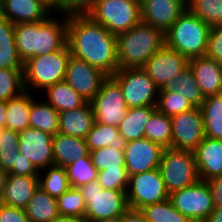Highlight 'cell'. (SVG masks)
I'll return each instance as SVG.
<instances>
[{
  "label": "cell",
  "mask_w": 222,
  "mask_h": 222,
  "mask_svg": "<svg viewBox=\"0 0 222 222\" xmlns=\"http://www.w3.org/2000/svg\"><path fill=\"white\" fill-rule=\"evenodd\" d=\"M86 204L85 221L120 217L129 208L127 190L103 189L98 181L78 187Z\"/></svg>",
  "instance_id": "8992f818"
},
{
  "label": "cell",
  "mask_w": 222,
  "mask_h": 222,
  "mask_svg": "<svg viewBox=\"0 0 222 222\" xmlns=\"http://www.w3.org/2000/svg\"><path fill=\"white\" fill-rule=\"evenodd\" d=\"M90 157L97 171L109 169H126L124 151L116 150L111 146L90 151Z\"/></svg>",
  "instance_id": "60d3db41"
},
{
  "label": "cell",
  "mask_w": 222,
  "mask_h": 222,
  "mask_svg": "<svg viewBox=\"0 0 222 222\" xmlns=\"http://www.w3.org/2000/svg\"><path fill=\"white\" fill-rule=\"evenodd\" d=\"M54 165L66 168L82 157H90L86 139L57 133L52 138Z\"/></svg>",
  "instance_id": "cb8c5ba5"
},
{
  "label": "cell",
  "mask_w": 222,
  "mask_h": 222,
  "mask_svg": "<svg viewBox=\"0 0 222 222\" xmlns=\"http://www.w3.org/2000/svg\"><path fill=\"white\" fill-rule=\"evenodd\" d=\"M65 169L70 186L73 188L97 181L98 171L94 167L91 157L79 158Z\"/></svg>",
  "instance_id": "8d00e7d4"
},
{
  "label": "cell",
  "mask_w": 222,
  "mask_h": 222,
  "mask_svg": "<svg viewBox=\"0 0 222 222\" xmlns=\"http://www.w3.org/2000/svg\"><path fill=\"white\" fill-rule=\"evenodd\" d=\"M87 15L117 36L141 22L140 2L139 0H96Z\"/></svg>",
  "instance_id": "52a82bcc"
},
{
  "label": "cell",
  "mask_w": 222,
  "mask_h": 222,
  "mask_svg": "<svg viewBox=\"0 0 222 222\" xmlns=\"http://www.w3.org/2000/svg\"><path fill=\"white\" fill-rule=\"evenodd\" d=\"M58 212L60 216L76 217L84 219L86 204L78 188L70 187L57 198Z\"/></svg>",
  "instance_id": "f35d334b"
},
{
  "label": "cell",
  "mask_w": 222,
  "mask_h": 222,
  "mask_svg": "<svg viewBox=\"0 0 222 222\" xmlns=\"http://www.w3.org/2000/svg\"><path fill=\"white\" fill-rule=\"evenodd\" d=\"M19 132L3 128L0 134V169L8 172L18 152Z\"/></svg>",
  "instance_id": "b9f144b4"
},
{
  "label": "cell",
  "mask_w": 222,
  "mask_h": 222,
  "mask_svg": "<svg viewBox=\"0 0 222 222\" xmlns=\"http://www.w3.org/2000/svg\"><path fill=\"white\" fill-rule=\"evenodd\" d=\"M141 22L164 33L187 10V0H139Z\"/></svg>",
  "instance_id": "e0dca14e"
},
{
  "label": "cell",
  "mask_w": 222,
  "mask_h": 222,
  "mask_svg": "<svg viewBox=\"0 0 222 222\" xmlns=\"http://www.w3.org/2000/svg\"><path fill=\"white\" fill-rule=\"evenodd\" d=\"M164 149L146 138L127 142L124 157L128 177L158 168Z\"/></svg>",
  "instance_id": "ac0fdd59"
},
{
  "label": "cell",
  "mask_w": 222,
  "mask_h": 222,
  "mask_svg": "<svg viewBox=\"0 0 222 222\" xmlns=\"http://www.w3.org/2000/svg\"><path fill=\"white\" fill-rule=\"evenodd\" d=\"M46 103L52 105L58 112L72 110L81 107L86 100L78 94L65 81L57 82L56 84L45 89Z\"/></svg>",
  "instance_id": "4316f807"
},
{
  "label": "cell",
  "mask_w": 222,
  "mask_h": 222,
  "mask_svg": "<svg viewBox=\"0 0 222 222\" xmlns=\"http://www.w3.org/2000/svg\"><path fill=\"white\" fill-rule=\"evenodd\" d=\"M32 91H23L6 102V129L20 132L29 128L31 103L35 100Z\"/></svg>",
  "instance_id": "484cf974"
},
{
  "label": "cell",
  "mask_w": 222,
  "mask_h": 222,
  "mask_svg": "<svg viewBox=\"0 0 222 222\" xmlns=\"http://www.w3.org/2000/svg\"><path fill=\"white\" fill-rule=\"evenodd\" d=\"M195 106L181 93L159 89L156 109L168 117L193 109Z\"/></svg>",
  "instance_id": "74e56055"
},
{
  "label": "cell",
  "mask_w": 222,
  "mask_h": 222,
  "mask_svg": "<svg viewBox=\"0 0 222 222\" xmlns=\"http://www.w3.org/2000/svg\"><path fill=\"white\" fill-rule=\"evenodd\" d=\"M6 122V101H0V129L5 127Z\"/></svg>",
  "instance_id": "db71d44e"
},
{
  "label": "cell",
  "mask_w": 222,
  "mask_h": 222,
  "mask_svg": "<svg viewBox=\"0 0 222 222\" xmlns=\"http://www.w3.org/2000/svg\"><path fill=\"white\" fill-rule=\"evenodd\" d=\"M207 183L211 191L214 207H222V175L211 178Z\"/></svg>",
  "instance_id": "f907efd6"
},
{
  "label": "cell",
  "mask_w": 222,
  "mask_h": 222,
  "mask_svg": "<svg viewBox=\"0 0 222 222\" xmlns=\"http://www.w3.org/2000/svg\"><path fill=\"white\" fill-rule=\"evenodd\" d=\"M205 137L222 140V96L204 97L200 106Z\"/></svg>",
  "instance_id": "f546056e"
},
{
  "label": "cell",
  "mask_w": 222,
  "mask_h": 222,
  "mask_svg": "<svg viewBox=\"0 0 222 222\" xmlns=\"http://www.w3.org/2000/svg\"><path fill=\"white\" fill-rule=\"evenodd\" d=\"M187 7L209 27L222 25V0H187Z\"/></svg>",
  "instance_id": "d590c367"
},
{
  "label": "cell",
  "mask_w": 222,
  "mask_h": 222,
  "mask_svg": "<svg viewBox=\"0 0 222 222\" xmlns=\"http://www.w3.org/2000/svg\"><path fill=\"white\" fill-rule=\"evenodd\" d=\"M107 77L108 75L102 70L71 55L64 81L87 102H90L98 93L103 81Z\"/></svg>",
  "instance_id": "5bb4252c"
},
{
  "label": "cell",
  "mask_w": 222,
  "mask_h": 222,
  "mask_svg": "<svg viewBox=\"0 0 222 222\" xmlns=\"http://www.w3.org/2000/svg\"><path fill=\"white\" fill-rule=\"evenodd\" d=\"M29 127L54 136L59 132V112L44 100H34L30 108Z\"/></svg>",
  "instance_id": "4dcf8cb0"
},
{
  "label": "cell",
  "mask_w": 222,
  "mask_h": 222,
  "mask_svg": "<svg viewBox=\"0 0 222 222\" xmlns=\"http://www.w3.org/2000/svg\"><path fill=\"white\" fill-rule=\"evenodd\" d=\"M126 195L128 206L135 209L169 199L159 168L129 176Z\"/></svg>",
  "instance_id": "30bf717a"
},
{
  "label": "cell",
  "mask_w": 222,
  "mask_h": 222,
  "mask_svg": "<svg viewBox=\"0 0 222 222\" xmlns=\"http://www.w3.org/2000/svg\"><path fill=\"white\" fill-rule=\"evenodd\" d=\"M0 69H23L16 45H0Z\"/></svg>",
  "instance_id": "bcb514c9"
},
{
  "label": "cell",
  "mask_w": 222,
  "mask_h": 222,
  "mask_svg": "<svg viewBox=\"0 0 222 222\" xmlns=\"http://www.w3.org/2000/svg\"><path fill=\"white\" fill-rule=\"evenodd\" d=\"M14 26L15 24L0 15V45H16Z\"/></svg>",
  "instance_id": "681fc988"
},
{
  "label": "cell",
  "mask_w": 222,
  "mask_h": 222,
  "mask_svg": "<svg viewBox=\"0 0 222 222\" xmlns=\"http://www.w3.org/2000/svg\"><path fill=\"white\" fill-rule=\"evenodd\" d=\"M67 45L72 56L108 76L118 71L116 35L87 14L67 16Z\"/></svg>",
  "instance_id": "6da1fadb"
},
{
  "label": "cell",
  "mask_w": 222,
  "mask_h": 222,
  "mask_svg": "<svg viewBox=\"0 0 222 222\" xmlns=\"http://www.w3.org/2000/svg\"><path fill=\"white\" fill-rule=\"evenodd\" d=\"M95 122L90 102L81 107L59 112V132L61 134L86 139Z\"/></svg>",
  "instance_id": "603a6c76"
},
{
  "label": "cell",
  "mask_w": 222,
  "mask_h": 222,
  "mask_svg": "<svg viewBox=\"0 0 222 222\" xmlns=\"http://www.w3.org/2000/svg\"><path fill=\"white\" fill-rule=\"evenodd\" d=\"M52 138L39 129L25 128L19 132L18 152L41 171L54 165Z\"/></svg>",
  "instance_id": "9a60e30c"
},
{
  "label": "cell",
  "mask_w": 222,
  "mask_h": 222,
  "mask_svg": "<svg viewBox=\"0 0 222 222\" xmlns=\"http://www.w3.org/2000/svg\"><path fill=\"white\" fill-rule=\"evenodd\" d=\"M193 153L200 180L222 175V140L204 137Z\"/></svg>",
  "instance_id": "44dd1931"
},
{
  "label": "cell",
  "mask_w": 222,
  "mask_h": 222,
  "mask_svg": "<svg viewBox=\"0 0 222 222\" xmlns=\"http://www.w3.org/2000/svg\"><path fill=\"white\" fill-rule=\"evenodd\" d=\"M7 173L24 176H38L39 171L32 164L31 160L26 159L23 155L17 152L15 154L14 164Z\"/></svg>",
  "instance_id": "7dc6e473"
},
{
  "label": "cell",
  "mask_w": 222,
  "mask_h": 222,
  "mask_svg": "<svg viewBox=\"0 0 222 222\" xmlns=\"http://www.w3.org/2000/svg\"><path fill=\"white\" fill-rule=\"evenodd\" d=\"M165 45V33L140 22L116 36L118 70L142 68Z\"/></svg>",
  "instance_id": "3957f363"
},
{
  "label": "cell",
  "mask_w": 222,
  "mask_h": 222,
  "mask_svg": "<svg viewBox=\"0 0 222 222\" xmlns=\"http://www.w3.org/2000/svg\"><path fill=\"white\" fill-rule=\"evenodd\" d=\"M148 222H193L179 212L170 199L140 209Z\"/></svg>",
  "instance_id": "e575fe53"
},
{
  "label": "cell",
  "mask_w": 222,
  "mask_h": 222,
  "mask_svg": "<svg viewBox=\"0 0 222 222\" xmlns=\"http://www.w3.org/2000/svg\"><path fill=\"white\" fill-rule=\"evenodd\" d=\"M7 172L3 171L2 169H0V201L3 197V193H4V187H5V181L7 178Z\"/></svg>",
  "instance_id": "9f6ffc18"
},
{
  "label": "cell",
  "mask_w": 222,
  "mask_h": 222,
  "mask_svg": "<svg viewBox=\"0 0 222 222\" xmlns=\"http://www.w3.org/2000/svg\"><path fill=\"white\" fill-rule=\"evenodd\" d=\"M61 16V21L59 17L57 20L49 15L41 21L15 24V44L23 62L30 57L63 49L67 45V16Z\"/></svg>",
  "instance_id": "7a4b0ae2"
},
{
  "label": "cell",
  "mask_w": 222,
  "mask_h": 222,
  "mask_svg": "<svg viewBox=\"0 0 222 222\" xmlns=\"http://www.w3.org/2000/svg\"><path fill=\"white\" fill-rule=\"evenodd\" d=\"M0 222H30L25 209L0 203Z\"/></svg>",
  "instance_id": "c3c4849f"
},
{
  "label": "cell",
  "mask_w": 222,
  "mask_h": 222,
  "mask_svg": "<svg viewBox=\"0 0 222 222\" xmlns=\"http://www.w3.org/2000/svg\"><path fill=\"white\" fill-rule=\"evenodd\" d=\"M188 62L185 56L164 45L142 68L161 89L184 70Z\"/></svg>",
  "instance_id": "2e32d148"
},
{
  "label": "cell",
  "mask_w": 222,
  "mask_h": 222,
  "mask_svg": "<svg viewBox=\"0 0 222 222\" xmlns=\"http://www.w3.org/2000/svg\"><path fill=\"white\" fill-rule=\"evenodd\" d=\"M128 174L126 169H105L98 172L97 181L103 189L127 190Z\"/></svg>",
  "instance_id": "7bdbcfd3"
},
{
  "label": "cell",
  "mask_w": 222,
  "mask_h": 222,
  "mask_svg": "<svg viewBox=\"0 0 222 222\" xmlns=\"http://www.w3.org/2000/svg\"><path fill=\"white\" fill-rule=\"evenodd\" d=\"M156 106L128 108L125 118L118 125V132L126 142L145 138V125Z\"/></svg>",
  "instance_id": "d4e9b609"
},
{
  "label": "cell",
  "mask_w": 222,
  "mask_h": 222,
  "mask_svg": "<svg viewBox=\"0 0 222 222\" xmlns=\"http://www.w3.org/2000/svg\"><path fill=\"white\" fill-rule=\"evenodd\" d=\"M89 151L111 146L116 150L124 151L127 142L118 132V127L94 122L86 137Z\"/></svg>",
  "instance_id": "f1b7e54d"
},
{
  "label": "cell",
  "mask_w": 222,
  "mask_h": 222,
  "mask_svg": "<svg viewBox=\"0 0 222 222\" xmlns=\"http://www.w3.org/2000/svg\"><path fill=\"white\" fill-rule=\"evenodd\" d=\"M38 187V176L7 174L0 203L25 209Z\"/></svg>",
  "instance_id": "7402d4cb"
},
{
  "label": "cell",
  "mask_w": 222,
  "mask_h": 222,
  "mask_svg": "<svg viewBox=\"0 0 222 222\" xmlns=\"http://www.w3.org/2000/svg\"><path fill=\"white\" fill-rule=\"evenodd\" d=\"M112 77L119 83L128 108L156 106L159 88L143 68L121 69Z\"/></svg>",
  "instance_id": "9c48e42d"
},
{
  "label": "cell",
  "mask_w": 222,
  "mask_h": 222,
  "mask_svg": "<svg viewBox=\"0 0 222 222\" xmlns=\"http://www.w3.org/2000/svg\"><path fill=\"white\" fill-rule=\"evenodd\" d=\"M23 91V69H0V101L7 102Z\"/></svg>",
  "instance_id": "ab89813d"
},
{
  "label": "cell",
  "mask_w": 222,
  "mask_h": 222,
  "mask_svg": "<svg viewBox=\"0 0 222 222\" xmlns=\"http://www.w3.org/2000/svg\"><path fill=\"white\" fill-rule=\"evenodd\" d=\"M145 138L167 149L171 147L172 123L170 117L156 110L145 125Z\"/></svg>",
  "instance_id": "836d02e7"
},
{
  "label": "cell",
  "mask_w": 222,
  "mask_h": 222,
  "mask_svg": "<svg viewBox=\"0 0 222 222\" xmlns=\"http://www.w3.org/2000/svg\"><path fill=\"white\" fill-rule=\"evenodd\" d=\"M169 199L179 212L193 222H204L215 208L209 185L204 180L169 194Z\"/></svg>",
  "instance_id": "7c38bea8"
},
{
  "label": "cell",
  "mask_w": 222,
  "mask_h": 222,
  "mask_svg": "<svg viewBox=\"0 0 222 222\" xmlns=\"http://www.w3.org/2000/svg\"><path fill=\"white\" fill-rule=\"evenodd\" d=\"M204 222H222V207H215Z\"/></svg>",
  "instance_id": "f5cc1de1"
},
{
  "label": "cell",
  "mask_w": 222,
  "mask_h": 222,
  "mask_svg": "<svg viewBox=\"0 0 222 222\" xmlns=\"http://www.w3.org/2000/svg\"><path fill=\"white\" fill-rule=\"evenodd\" d=\"M209 27L188 8L165 32V45L188 60L205 56Z\"/></svg>",
  "instance_id": "277c9868"
},
{
  "label": "cell",
  "mask_w": 222,
  "mask_h": 222,
  "mask_svg": "<svg viewBox=\"0 0 222 222\" xmlns=\"http://www.w3.org/2000/svg\"><path fill=\"white\" fill-rule=\"evenodd\" d=\"M25 211L30 222H51L59 216L57 198L50 196L38 187Z\"/></svg>",
  "instance_id": "83f0119b"
},
{
  "label": "cell",
  "mask_w": 222,
  "mask_h": 222,
  "mask_svg": "<svg viewBox=\"0 0 222 222\" xmlns=\"http://www.w3.org/2000/svg\"><path fill=\"white\" fill-rule=\"evenodd\" d=\"M96 0H64L54 11L58 15H85L94 6Z\"/></svg>",
  "instance_id": "ee69618b"
},
{
  "label": "cell",
  "mask_w": 222,
  "mask_h": 222,
  "mask_svg": "<svg viewBox=\"0 0 222 222\" xmlns=\"http://www.w3.org/2000/svg\"><path fill=\"white\" fill-rule=\"evenodd\" d=\"M70 56L71 51L66 45L63 49L30 57L23 62L25 90L44 91L57 82L64 81Z\"/></svg>",
  "instance_id": "5b68a950"
},
{
  "label": "cell",
  "mask_w": 222,
  "mask_h": 222,
  "mask_svg": "<svg viewBox=\"0 0 222 222\" xmlns=\"http://www.w3.org/2000/svg\"><path fill=\"white\" fill-rule=\"evenodd\" d=\"M121 222H148L140 209L128 208L121 216Z\"/></svg>",
  "instance_id": "816d5d0a"
},
{
  "label": "cell",
  "mask_w": 222,
  "mask_h": 222,
  "mask_svg": "<svg viewBox=\"0 0 222 222\" xmlns=\"http://www.w3.org/2000/svg\"><path fill=\"white\" fill-rule=\"evenodd\" d=\"M205 56L222 64V25L211 27Z\"/></svg>",
  "instance_id": "f6af8a7d"
},
{
  "label": "cell",
  "mask_w": 222,
  "mask_h": 222,
  "mask_svg": "<svg viewBox=\"0 0 222 222\" xmlns=\"http://www.w3.org/2000/svg\"><path fill=\"white\" fill-rule=\"evenodd\" d=\"M172 123L171 149L194 151L204 139V123L200 107L170 117Z\"/></svg>",
  "instance_id": "4fadbf2b"
},
{
  "label": "cell",
  "mask_w": 222,
  "mask_h": 222,
  "mask_svg": "<svg viewBox=\"0 0 222 222\" xmlns=\"http://www.w3.org/2000/svg\"><path fill=\"white\" fill-rule=\"evenodd\" d=\"M165 91H174L184 95L195 107H200L204 101L199 86L189 65L163 88Z\"/></svg>",
  "instance_id": "1f68e13d"
},
{
  "label": "cell",
  "mask_w": 222,
  "mask_h": 222,
  "mask_svg": "<svg viewBox=\"0 0 222 222\" xmlns=\"http://www.w3.org/2000/svg\"><path fill=\"white\" fill-rule=\"evenodd\" d=\"M54 11L62 4L64 0H43Z\"/></svg>",
  "instance_id": "6f0895ef"
},
{
  "label": "cell",
  "mask_w": 222,
  "mask_h": 222,
  "mask_svg": "<svg viewBox=\"0 0 222 222\" xmlns=\"http://www.w3.org/2000/svg\"><path fill=\"white\" fill-rule=\"evenodd\" d=\"M51 9L43 0H0V15L13 24L46 19Z\"/></svg>",
  "instance_id": "d6986e66"
},
{
  "label": "cell",
  "mask_w": 222,
  "mask_h": 222,
  "mask_svg": "<svg viewBox=\"0 0 222 222\" xmlns=\"http://www.w3.org/2000/svg\"><path fill=\"white\" fill-rule=\"evenodd\" d=\"M188 65L204 97L222 91V64L206 56L189 59Z\"/></svg>",
  "instance_id": "ffe728a7"
},
{
  "label": "cell",
  "mask_w": 222,
  "mask_h": 222,
  "mask_svg": "<svg viewBox=\"0 0 222 222\" xmlns=\"http://www.w3.org/2000/svg\"><path fill=\"white\" fill-rule=\"evenodd\" d=\"M44 171L47 172L42 175ZM38 186L42 191L54 198L60 197L71 187L68 181L66 169L55 165L39 171Z\"/></svg>",
  "instance_id": "d6a6232c"
},
{
  "label": "cell",
  "mask_w": 222,
  "mask_h": 222,
  "mask_svg": "<svg viewBox=\"0 0 222 222\" xmlns=\"http://www.w3.org/2000/svg\"><path fill=\"white\" fill-rule=\"evenodd\" d=\"M95 222H121V216L115 217V218L104 219L100 221H95Z\"/></svg>",
  "instance_id": "680465c9"
},
{
  "label": "cell",
  "mask_w": 222,
  "mask_h": 222,
  "mask_svg": "<svg viewBox=\"0 0 222 222\" xmlns=\"http://www.w3.org/2000/svg\"><path fill=\"white\" fill-rule=\"evenodd\" d=\"M95 122L118 127L125 118L128 106L119 83L108 76L100 90L90 101Z\"/></svg>",
  "instance_id": "8fae6325"
},
{
  "label": "cell",
  "mask_w": 222,
  "mask_h": 222,
  "mask_svg": "<svg viewBox=\"0 0 222 222\" xmlns=\"http://www.w3.org/2000/svg\"><path fill=\"white\" fill-rule=\"evenodd\" d=\"M85 219H79L76 217H68V216H58L51 222H84Z\"/></svg>",
  "instance_id": "11a10c76"
},
{
  "label": "cell",
  "mask_w": 222,
  "mask_h": 222,
  "mask_svg": "<svg viewBox=\"0 0 222 222\" xmlns=\"http://www.w3.org/2000/svg\"><path fill=\"white\" fill-rule=\"evenodd\" d=\"M158 168L169 194L200 180L192 151L164 149Z\"/></svg>",
  "instance_id": "ba28073f"
}]
</instances>
